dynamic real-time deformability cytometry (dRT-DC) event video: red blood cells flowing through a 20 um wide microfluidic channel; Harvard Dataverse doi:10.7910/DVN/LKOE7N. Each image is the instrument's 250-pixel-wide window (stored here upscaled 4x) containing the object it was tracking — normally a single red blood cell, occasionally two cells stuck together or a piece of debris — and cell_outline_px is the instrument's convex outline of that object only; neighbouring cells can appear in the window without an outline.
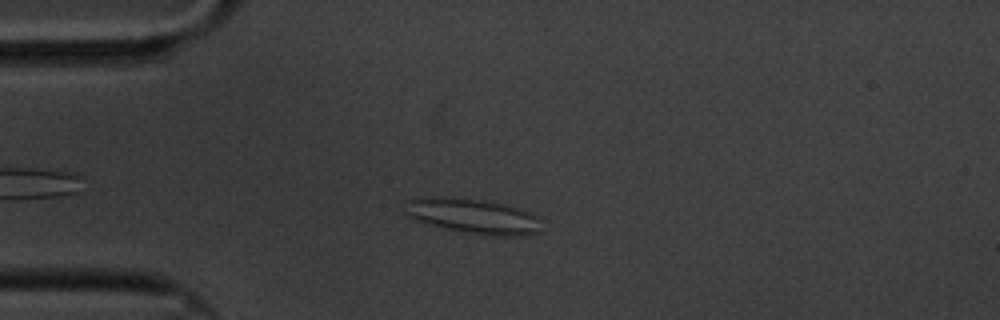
{"species": "common noctule bat (a hibernating species)", "species_latin": "Nyctalus noctula", "temperature_condition": "cold", "stored_images_in_passage": 53, "camera_frame_rate_fps": 3000, "um_per_image_px": 0.085, "animal": {"sex": "male", "body_mass_g": 20.1, "forearm_length_mm": 53.5}, "frame": {"image": 1, "passage_image": 8, "time_ms": 2.333, "image_size_px": [1000, 320], "cell_outline_px": [[540, 232], [528, 236], [496, 236], [424, 224], [408, 216], [404, 212], [408, 200], [416, 196], [440, 196], [484, 200], [504, 204], [520, 208], [532, 212], [536, 216]], "centroid_in_image_um": [40.18, 18.35], "position_along_channel_um": 44.8, "area_um2": 27.92}}
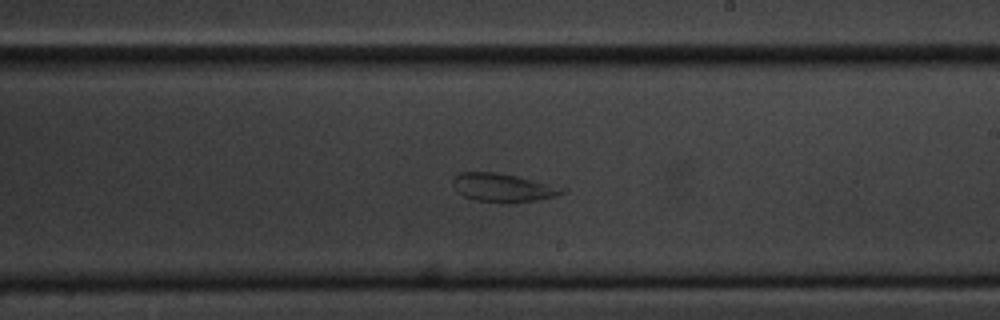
{"frame": {"image": 2, "passage_image": 28, "time_ms": 9.0, "image_size_px": [1000, 320], "cell_outline_px": [[568, 192], [556, 196], [536, 200], [476, 200], [464, 196], [456, 192], [452, 184], [452, 180], [460, 172], [496, 172], [516, 176], [568, 188]], "centroid_in_image_um": [42.76, 15.91], "position_along_channel_um": 246.2, "area_um2": 17.51}}
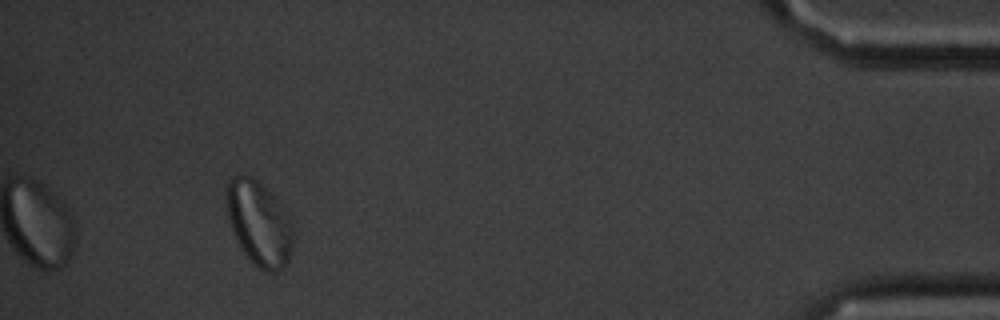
{"frame": {"image": 3, "passage_image": 49, "time_ms": 16.0, "image_size_px": [1000, 320], "cell_outline_px": [[292, 248], [288, 260], [276, 272], [268, 272], [260, 268], [244, 252], [232, 228], [228, 216], [224, 196], [228, 180], [232, 176], [252, 176], [272, 196], [292, 220]], "centroid_in_image_um": [22.0, 18.95], "position_along_channel_um": 413.2, "area_um2": 32.02}}